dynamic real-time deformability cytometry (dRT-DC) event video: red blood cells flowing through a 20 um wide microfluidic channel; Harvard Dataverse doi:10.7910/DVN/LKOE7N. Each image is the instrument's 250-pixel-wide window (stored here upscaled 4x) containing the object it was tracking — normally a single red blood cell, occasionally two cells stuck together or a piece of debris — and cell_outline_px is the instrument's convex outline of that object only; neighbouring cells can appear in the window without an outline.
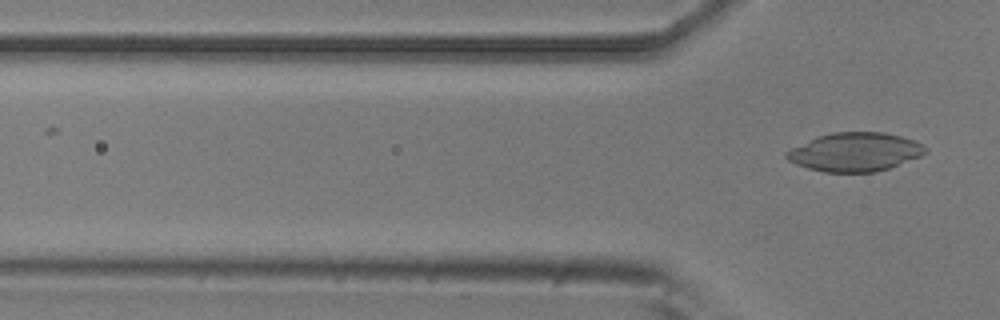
{"species": "common noctule bat (a hibernating species)", "species_latin": "Nyctalus noctula", "temperature_condition": "room temperature", "stored_images_in_passage": 4, "camera_frame_rate_fps": 3000, "um_per_image_px": 0.085, "animal": {"sex": "male", "body_mass_g": 20.5, "forearm_length_mm": 52.5}, "frame": {"image": 1, "passage_image": 4, "time_ms": 1.0, "image_size_px": [1000, 320], "cell_outline_px": [[928, 152], [920, 156], [888, 168], [876, 172], [824, 172], [808, 168], [796, 164], [788, 160], [784, 156], [784, 152], [816, 136], [832, 132], [884, 132], [916, 140], [924, 144], [928, 148]], "centroid_in_image_um": [72.68, 12.91], "position_along_channel_um": 53.1, "area_um2": 31.44}}